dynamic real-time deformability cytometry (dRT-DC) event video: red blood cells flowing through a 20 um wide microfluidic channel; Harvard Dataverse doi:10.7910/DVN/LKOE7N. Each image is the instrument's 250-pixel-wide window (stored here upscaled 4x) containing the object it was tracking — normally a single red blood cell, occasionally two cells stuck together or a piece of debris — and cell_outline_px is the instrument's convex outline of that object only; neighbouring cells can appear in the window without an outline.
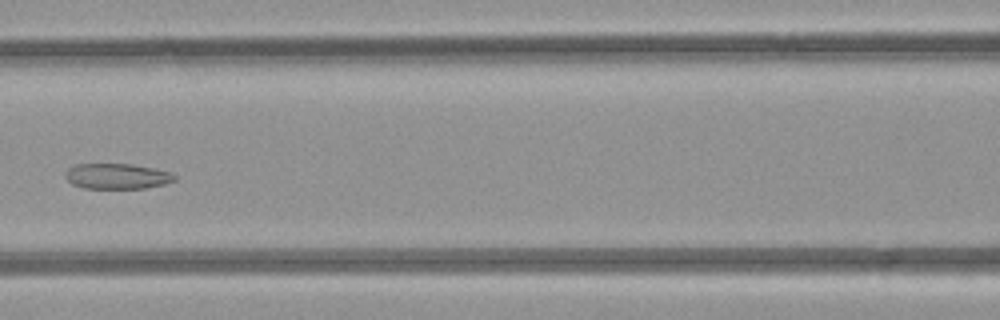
{"species": "common noctule bat (a hibernating species)", "species_latin": "Nyctalus noctula", "temperature_condition": "room temperature", "stored_images_in_passage": 7, "camera_frame_rate_fps": 3000, "um_per_image_px": 0.085, "animal": {"sex": "female", "body_mass_g": 21.9}, "frame": {"image": 1, "passage_image": 7, "time_ms": 7.0, "image_size_px": [1000, 320], "cell_outline_px": [[176, 180], [164, 184], [144, 188], [84, 188], [72, 184], [64, 176], [64, 172], [68, 168], [76, 164], [132, 164], [152, 168], [168, 172], [176, 176]], "centroid_in_image_um": [9.91, 14.98], "position_along_channel_um": 156.7, "area_um2": 16.13}}